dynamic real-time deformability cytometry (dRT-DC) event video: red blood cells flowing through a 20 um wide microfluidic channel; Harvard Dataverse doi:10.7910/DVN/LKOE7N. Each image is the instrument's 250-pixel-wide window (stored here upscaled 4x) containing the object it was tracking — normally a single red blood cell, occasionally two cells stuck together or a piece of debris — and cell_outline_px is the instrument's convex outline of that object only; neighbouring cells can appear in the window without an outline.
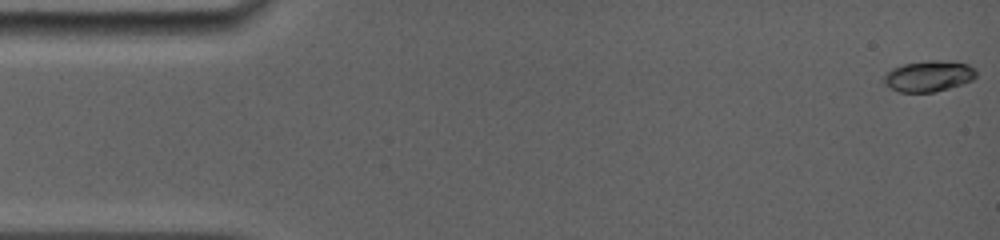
{"species": "common noctule bat (a hibernating species)", "species_latin": "Nyctalus noctula", "temperature_condition": "room temperature", "stored_images_in_passage": 5, "camera_frame_rate_fps": 5000, "um_per_image_px": 0.085, "animal": {"sex": "female", "body_mass_g": 19.0, "forearm_length_mm": 56.7}, "frame": {"image": 1, "passage_image": 1, "time_ms": 0.0, "image_size_px": [1000, 240], "cell_outline_px": [[976, 76], [972, 80], [936, 92], [900, 92], [884, 84], [880, 80], [892, 68], [904, 64], [928, 60], [936, 60], [968, 64], [976, 72]], "centroid_in_image_um": [78.89, 6.47], "position_along_channel_um": 6.1, "area_um2": 16.47}}
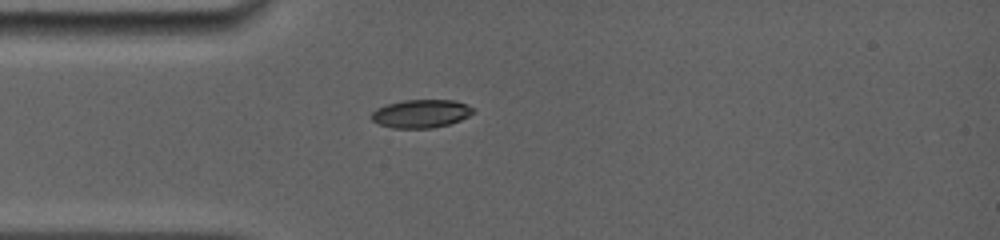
{"frame": {"image": 2, "passage_image": 5, "time_ms": 4.2, "image_size_px": [1000, 240], "cell_outline_px": [[476, 112], [460, 120], [448, 124], [432, 128], [392, 128], [380, 124], [372, 120], [372, 112], [376, 108], [388, 104], [404, 100], [456, 100], [476, 108]], "centroid_in_image_um": [35.83, 9.65], "position_along_channel_um": 49.2, "area_um2": 16.76}}